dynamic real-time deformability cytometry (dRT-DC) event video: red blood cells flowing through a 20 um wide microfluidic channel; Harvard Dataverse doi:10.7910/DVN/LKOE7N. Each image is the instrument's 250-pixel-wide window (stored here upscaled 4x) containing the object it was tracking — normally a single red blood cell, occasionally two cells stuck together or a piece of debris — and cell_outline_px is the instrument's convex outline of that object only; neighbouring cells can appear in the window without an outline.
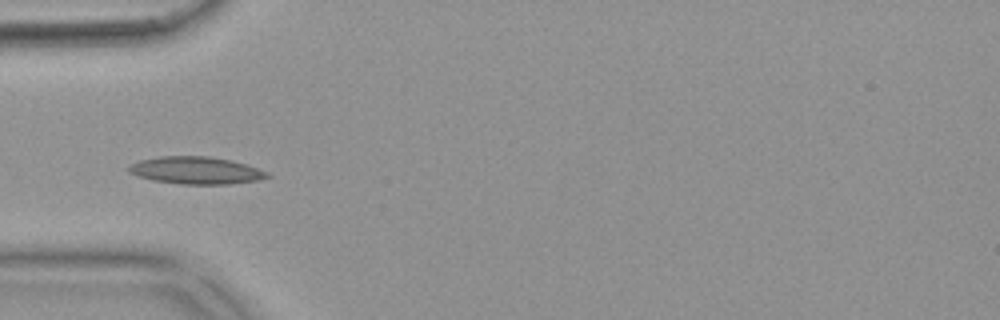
{"species": "common noctule bat (a hibernating species)", "species_latin": "Nyctalus noctula", "temperature_condition": "warm", "stored_images_in_passage": 39, "camera_frame_rate_fps": 3000, "um_per_image_px": 0.085, "animal": {"sex": "female", "body_mass_g": 18.4}, "frame": {"image": 1, "passage_image": 1, "time_ms": 0.0, "image_size_px": [1000, 320], "cell_outline_px": [[272, 176], [256, 180], [228, 184], [180, 184], [152, 180], [136, 176], [128, 172], [128, 164], [140, 160], [160, 156], [208, 156], [232, 160], [268, 172]], "centroid_in_image_um": [16.6, 14.48], "position_along_channel_um": 68.4, "area_um2": 22.08}}
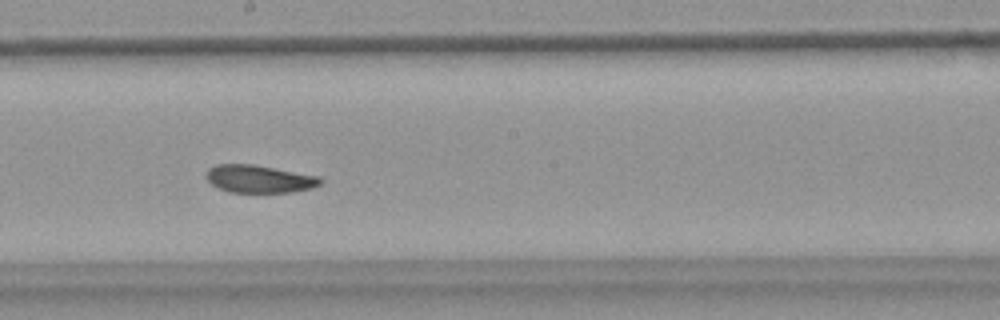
{"frame": {"image": 2, "passage_image": 14, "time_ms": 4.333, "image_size_px": [1000, 320], "cell_outline_px": [[324, 180], [320, 184], [312, 188], [292, 192], [228, 192], [216, 188], [204, 176], [208, 168], [216, 164], [252, 164], [320, 176]], "centroid_in_image_um": [22.01, 15.21], "position_along_channel_um": 226.2, "area_um2": 18.61}}
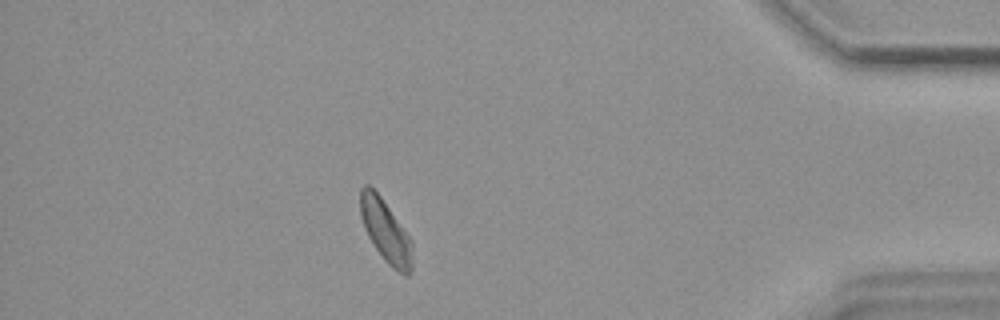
{"frame": {"image": 3, "passage_image": 32, "time_ms": 10.333, "image_size_px": [1000, 320], "cell_outline_px": [[412, 272], [408, 276], [404, 276], [392, 268], [384, 260], [368, 236], [364, 228], [360, 216], [360, 188], [364, 184], [368, 184], [380, 196], [412, 240]], "centroid_in_image_um": [32.78, 19.67], "position_along_channel_um": 402.4, "area_um2": 18.96}, "authors_computed_cell_mechanics": {"area_um2": 19.1896, "velocity_mm_per_s": 3.6543, "shape_relaxation_time_tau1_ms": 5.1473, "shape_relaxation_time_tau2_ms": 2.7149, "deformation_change_tau1": 0.1299, "deformation_change_tau2": 0.0831}}